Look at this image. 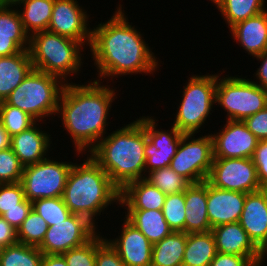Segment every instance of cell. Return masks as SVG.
Segmentation results:
<instances>
[{
  "instance_id": "1",
  "label": "cell",
  "mask_w": 267,
  "mask_h": 266,
  "mask_svg": "<svg viewBox=\"0 0 267 266\" xmlns=\"http://www.w3.org/2000/svg\"><path fill=\"white\" fill-rule=\"evenodd\" d=\"M122 9L119 4L108 21L92 29L89 48L94 66L98 69L97 81L103 77L114 80L118 75H149L159 66V61L143 40L142 34L128 22Z\"/></svg>"
},
{
  "instance_id": "2",
  "label": "cell",
  "mask_w": 267,
  "mask_h": 266,
  "mask_svg": "<svg viewBox=\"0 0 267 266\" xmlns=\"http://www.w3.org/2000/svg\"><path fill=\"white\" fill-rule=\"evenodd\" d=\"M88 82L87 85L65 83L57 110L79 154L90 152L105 136L108 112L116 97L114 87L101 86L103 83L97 80Z\"/></svg>"
},
{
  "instance_id": "3",
  "label": "cell",
  "mask_w": 267,
  "mask_h": 266,
  "mask_svg": "<svg viewBox=\"0 0 267 266\" xmlns=\"http://www.w3.org/2000/svg\"><path fill=\"white\" fill-rule=\"evenodd\" d=\"M147 139L144 121L139 117L104 136L89 154L122 190L128 183L145 178Z\"/></svg>"
},
{
  "instance_id": "4",
  "label": "cell",
  "mask_w": 267,
  "mask_h": 266,
  "mask_svg": "<svg viewBox=\"0 0 267 266\" xmlns=\"http://www.w3.org/2000/svg\"><path fill=\"white\" fill-rule=\"evenodd\" d=\"M83 161L73 163L62 199L71 213L85 217L96 227L95 217L112 203L120 205L121 190L89 154Z\"/></svg>"
},
{
  "instance_id": "5",
  "label": "cell",
  "mask_w": 267,
  "mask_h": 266,
  "mask_svg": "<svg viewBox=\"0 0 267 266\" xmlns=\"http://www.w3.org/2000/svg\"><path fill=\"white\" fill-rule=\"evenodd\" d=\"M84 45L49 31L34 33L29 39V53L33 68L60 78L68 83L83 65Z\"/></svg>"
},
{
  "instance_id": "6",
  "label": "cell",
  "mask_w": 267,
  "mask_h": 266,
  "mask_svg": "<svg viewBox=\"0 0 267 266\" xmlns=\"http://www.w3.org/2000/svg\"><path fill=\"white\" fill-rule=\"evenodd\" d=\"M64 86L60 78L33 68L4 101L40 123L44 117L57 114Z\"/></svg>"
},
{
  "instance_id": "7",
  "label": "cell",
  "mask_w": 267,
  "mask_h": 266,
  "mask_svg": "<svg viewBox=\"0 0 267 266\" xmlns=\"http://www.w3.org/2000/svg\"><path fill=\"white\" fill-rule=\"evenodd\" d=\"M192 75L183 88L173 125L183 134L199 133L216 104L217 74Z\"/></svg>"
},
{
  "instance_id": "8",
  "label": "cell",
  "mask_w": 267,
  "mask_h": 266,
  "mask_svg": "<svg viewBox=\"0 0 267 266\" xmlns=\"http://www.w3.org/2000/svg\"><path fill=\"white\" fill-rule=\"evenodd\" d=\"M220 75L217 74L215 103L227 112V120L243 121L267 106V90L252 79Z\"/></svg>"
},
{
  "instance_id": "9",
  "label": "cell",
  "mask_w": 267,
  "mask_h": 266,
  "mask_svg": "<svg viewBox=\"0 0 267 266\" xmlns=\"http://www.w3.org/2000/svg\"><path fill=\"white\" fill-rule=\"evenodd\" d=\"M194 134H183L173 156L170 168L191 184L207 180L214 160L211 134L195 138Z\"/></svg>"
},
{
  "instance_id": "10",
  "label": "cell",
  "mask_w": 267,
  "mask_h": 266,
  "mask_svg": "<svg viewBox=\"0 0 267 266\" xmlns=\"http://www.w3.org/2000/svg\"><path fill=\"white\" fill-rule=\"evenodd\" d=\"M73 162H60L50 157L23 168L21 183L30 202L62 197Z\"/></svg>"
},
{
  "instance_id": "11",
  "label": "cell",
  "mask_w": 267,
  "mask_h": 266,
  "mask_svg": "<svg viewBox=\"0 0 267 266\" xmlns=\"http://www.w3.org/2000/svg\"><path fill=\"white\" fill-rule=\"evenodd\" d=\"M206 181L218 189L246 194L262 189L252 158H214Z\"/></svg>"
},
{
  "instance_id": "12",
  "label": "cell",
  "mask_w": 267,
  "mask_h": 266,
  "mask_svg": "<svg viewBox=\"0 0 267 266\" xmlns=\"http://www.w3.org/2000/svg\"><path fill=\"white\" fill-rule=\"evenodd\" d=\"M95 227L85 217L71 214L66 220L49 226L38 246L43 254H63L89 241L96 233Z\"/></svg>"
},
{
  "instance_id": "13",
  "label": "cell",
  "mask_w": 267,
  "mask_h": 266,
  "mask_svg": "<svg viewBox=\"0 0 267 266\" xmlns=\"http://www.w3.org/2000/svg\"><path fill=\"white\" fill-rule=\"evenodd\" d=\"M87 15L77 0H55L47 31L90 46L92 28Z\"/></svg>"
},
{
  "instance_id": "14",
  "label": "cell",
  "mask_w": 267,
  "mask_h": 266,
  "mask_svg": "<svg viewBox=\"0 0 267 266\" xmlns=\"http://www.w3.org/2000/svg\"><path fill=\"white\" fill-rule=\"evenodd\" d=\"M213 134L214 158H252L259 141L240 120H227Z\"/></svg>"
},
{
  "instance_id": "15",
  "label": "cell",
  "mask_w": 267,
  "mask_h": 266,
  "mask_svg": "<svg viewBox=\"0 0 267 266\" xmlns=\"http://www.w3.org/2000/svg\"><path fill=\"white\" fill-rule=\"evenodd\" d=\"M123 221L119 238L106 240L126 266H151L153 244L126 218Z\"/></svg>"
},
{
  "instance_id": "16",
  "label": "cell",
  "mask_w": 267,
  "mask_h": 266,
  "mask_svg": "<svg viewBox=\"0 0 267 266\" xmlns=\"http://www.w3.org/2000/svg\"><path fill=\"white\" fill-rule=\"evenodd\" d=\"M245 198L246 193L218 189L207 182V213L211 228L238 222Z\"/></svg>"
},
{
  "instance_id": "17",
  "label": "cell",
  "mask_w": 267,
  "mask_h": 266,
  "mask_svg": "<svg viewBox=\"0 0 267 266\" xmlns=\"http://www.w3.org/2000/svg\"><path fill=\"white\" fill-rule=\"evenodd\" d=\"M238 222L259 249L267 239V188L246 194Z\"/></svg>"
},
{
  "instance_id": "18",
  "label": "cell",
  "mask_w": 267,
  "mask_h": 266,
  "mask_svg": "<svg viewBox=\"0 0 267 266\" xmlns=\"http://www.w3.org/2000/svg\"><path fill=\"white\" fill-rule=\"evenodd\" d=\"M13 6L0 4V57L29 49L30 36L24 30L19 10Z\"/></svg>"
},
{
  "instance_id": "19",
  "label": "cell",
  "mask_w": 267,
  "mask_h": 266,
  "mask_svg": "<svg viewBox=\"0 0 267 266\" xmlns=\"http://www.w3.org/2000/svg\"><path fill=\"white\" fill-rule=\"evenodd\" d=\"M38 126L36 122L27 130L11 137L10 148L24 167L46 159L51 148V135Z\"/></svg>"
},
{
  "instance_id": "20",
  "label": "cell",
  "mask_w": 267,
  "mask_h": 266,
  "mask_svg": "<svg viewBox=\"0 0 267 266\" xmlns=\"http://www.w3.org/2000/svg\"><path fill=\"white\" fill-rule=\"evenodd\" d=\"M229 30L236 43L253 58L267 50V10L236 23Z\"/></svg>"
},
{
  "instance_id": "21",
  "label": "cell",
  "mask_w": 267,
  "mask_h": 266,
  "mask_svg": "<svg viewBox=\"0 0 267 266\" xmlns=\"http://www.w3.org/2000/svg\"><path fill=\"white\" fill-rule=\"evenodd\" d=\"M186 217L184 232L206 233L211 231L207 213V181L191 184L184 191Z\"/></svg>"
},
{
  "instance_id": "22",
  "label": "cell",
  "mask_w": 267,
  "mask_h": 266,
  "mask_svg": "<svg viewBox=\"0 0 267 266\" xmlns=\"http://www.w3.org/2000/svg\"><path fill=\"white\" fill-rule=\"evenodd\" d=\"M211 232L215 238L217 252L245 257H259V249L249 239L247 232L239 222L218 225L212 228Z\"/></svg>"
},
{
  "instance_id": "23",
  "label": "cell",
  "mask_w": 267,
  "mask_h": 266,
  "mask_svg": "<svg viewBox=\"0 0 267 266\" xmlns=\"http://www.w3.org/2000/svg\"><path fill=\"white\" fill-rule=\"evenodd\" d=\"M166 196L147 180L139 179L121 190L119 206L126 210H162Z\"/></svg>"
},
{
  "instance_id": "24",
  "label": "cell",
  "mask_w": 267,
  "mask_h": 266,
  "mask_svg": "<svg viewBox=\"0 0 267 266\" xmlns=\"http://www.w3.org/2000/svg\"><path fill=\"white\" fill-rule=\"evenodd\" d=\"M32 69L28 50L0 57V101H4Z\"/></svg>"
},
{
  "instance_id": "25",
  "label": "cell",
  "mask_w": 267,
  "mask_h": 266,
  "mask_svg": "<svg viewBox=\"0 0 267 266\" xmlns=\"http://www.w3.org/2000/svg\"><path fill=\"white\" fill-rule=\"evenodd\" d=\"M125 218L140 230L154 245L170 235L169 227L162 210H126Z\"/></svg>"
},
{
  "instance_id": "26",
  "label": "cell",
  "mask_w": 267,
  "mask_h": 266,
  "mask_svg": "<svg viewBox=\"0 0 267 266\" xmlns=\"http://www.w3.org/2000/svg\"><path fill=\"white\" fill-rule=\"evenodd\" d=\"M141 119L144 121V130L148 138L144 153H163L170 154L173 157L176 154L183 133L174 125H171L170 131L157 129L156 118L151 116H143Z\"/></svg>"
},
{
  "instance_id": "27",
  "label": "cell",
  "mask_w": 267,
  "mask_h": 266,
  "mask_svg": "<svg viewBox=\"0 0 267 266\" xmlns=\"http://www.w3.org/2000/svg\"><path fill=\"white\" fill-rule=\"evenodd\" d=\"M55 0H20L14 6L22 7L19 11L25 32L31 36L40 31H47L52 17ZM24 5V6H23Z\"/></svg>"
},
{
  "instance_id": "28",
  "label": "cell",
  "mask_w": 267,
  "mask_h": 266,
  "mask_svg": "<svg viewBox=\"0 0 267 266\" xmlns=\"http://www.w3.org/2000/svg\"><path fill=\"white\" fill-rule=\"evenodd\" d=\"M213 233H186L182 266H210L217 254Z\"/></svg>"
},
{
  "instance_id": "29",
  "label": "cell",
  "mask_w": 267,
  "mask_h": 266,
  "mask_svg": "<svg viewBox=\"0 0 267 266\" xmlns=\"http://www.w3.org/2000/svg\"><path fill=\"white\" fill-rule=\"evenodd\" d=\"M186 233L173 231L152 247L151 266H182Z\"/></svg>"
},
{
  "instance_id": "30",
  "label": "cell",
  "mask_w": 267,
  "mask_h": 266,
  "mask_svg": "<svg viewBox=\"0 0 267 266\" xmlns=\"http://www.w3.org/2000/svg\"><path fill=\"white\" fill-rule=\"evenodd\" d=\"M265 2V0H222L216 8L230 29L236 23L267 10Z\"/></svg>"
},
{
  "instance_id": "31",
  "label": "cell",
  "mask_w": 267,
  "mask_h": 266,
  "mask_svg": "<svg viewBox=\"0 0 267 266\" xmlns=\"http://www.w3.org/2000/svg\"><path fill=\"white\" fill-rule=\"evenodd\" d=\"M42 259L38 247L20 242L3 247L0 252V266H41Z\"/></svg>"
},
{
  "instance_id": "32",
  "label": "cell",
  "mask_w": 267,
  "mask_h": 266,
  "mask_svg": "<svg viewBox=\"0 0 267 266\" xmlns=\"http://www.w3.org/2000/svg\"><path fill=\"white\" fill-rule=\"evenodd\" d=\"M144 179L166 195L184 192L191 185L169 166L148 172Z\"/></svg>"
},
{
  "instance_id": "33",
  "label": "cell",
  "mask_w": 267,
  "mask_h": 266,
  "mask_svg": "<svg viewBox=\"0 0 267 266\" xmlns=\"http://www.w3.org/2000/svg\"><path fill=\"white\" fill-rule=\"evenodd\" d=\"M37 121L19 108L0 101V123L4 129L13 137L20 132L27 130Z\"/></svg>"
},
{
  "instance_id": "34",
  "label": "cell",
  "mask_w": 267,
  "mask_h": 266,
  "mask_svg": "<svg viewBox=\"0 0 267 266\" xmlns=\"http://www.w3.org/2000/svg\"><path fill=\"white\" fill-rule=\"evenodd\" d=\"M47 230V222L32 209L17 230L18 241L25 245L38 247Z\"/></svg>"
},
{
  "instance_id": "35",
  "label": "cell",
  "mask_w": 267,
  "mask_h": 266,
  "mask_svg": "<svg viewBox=\"0 0 267 266\" xmlns=\"http://www.w3.org/2000/svg\"><path fill=\"white\" fill-rule=\"evenodd\" d=\"M32 209L47 222L48 227L66 220L72 214L62 197L35 200Z\"/></svg>"
},
{
  "instance_id": "36",
  "label": "cell",
  "mask_w": 267,
  "mask_h": 266,
  "mask_svg": "<svg viewBox=\"0 0 267 266\" xmlns=\"http://www.w3.org/2000/svg\"><path fill=\"white\" fill-rule=\"evenodd\" d=\"M184 192L168 194L163 204L162 212L169 227L176 232H184L185 223Z\"/></svg>"
},
{
  "instance_id": "37",
  "label": "cell",
  "mask_w": 267,
  "mask_h": 266,
  "mask_svg": "<svg viewBox=\"0 0 267 266\" xmlns=\"http://www.w3.org/2000/svg\"><path fill=\"white\" fill-rule=\"evenodd\" d=\"M23 168L11 148L0 150V184L21 182Z\"/></svg>"
},
{
  "instance_id": "38",
  "label": "cell",
  "mask_w": 267,
  "mask_h": 266,
  "mask_svg": "<svg viewBox=\"0 0 267 266\" xmlns=\"http://www.w3.org/2000/svg\"><path fill=\"white\" fill-rule=\"evenodd\" d=\"M62 255L68 266H96V234L85 244Z\"/></svg>"
},
{
  "instance_id": "39",
  "label": "cell",
  "mask_w": 267,
  "mask_h": 266,
  "mask_svg": "<svg viewBox=\"0 0 267 266\" xmlns=\"http://www.w3.org/2000/svg\"><path fill=\"white\" fill-rule=\"evenodd\" d=\"M25 199L21 182L0 184V216L7 210L22 209Z\"/></svg>"
},
{
  "instance_id": "40",
  "label": "cell",
  "mask_w": 267,
  "mask_h": 266,
  "mask_svg": "<svg viewBox=\"0 0 267 266\" xmlns=\"http://www.w3.org/2000/svg\"><path fill=\"white\" fill-rule=\"evenodd\" d=\"M96 266H126L106 237L98 233H96Z\"/></svg>"
},
{
  "instance_id": "41",
  "label": "cell",
  "mask_w": 267,
  "mask_h": 266,
  "mask_svg": "<svg viewBox=\"0 0 267 266\" xmlns=\"http://www.w3.org/2000/svg\"><path fill=\"white\" fill-rule=\"evenodd\" d=\"M210 266H260V257H245L218 252Z\"/></svg>"
},
{
  "instance_id": "42",
  "label": "cell",
  "mask_w": 267,
  "mask_h": 266,
  "mask_svg": "<svg viewBox=\"0 0 267 266\" xmlns=\"http://www.w3.org/2000/svg\"><path fill=\"white\" fill-rule=\"evenodd\" d=\"M257 171V178L262 188H267V140L258 141L252 157Z\"/></svg>"
},
{
  "instance_id": "43",
  "label": "cell",
  "mask_w": 267,
  "mask_h": 266,
  "mask_svg": "<svg viewBox=\"0 0 267 266\" xmlns=\"http://www.w3.org/2000/svg\"><path fill=\"white\" fill-rule=\"evenodd\" d=\"M246 127L260 140H267V106L243 120Z\"/></svg>"
},
{
  "instance_id": "44",
  "label": "cell",
  "mask_w": 267,
  "mask_h": 266,
  "mask_svg": "<svg viewBox=\"0 0 267 266\" xmlns=\"http://www.w3.org/2000/svg\"><path fill=\"white\" fill-rule=\"evenodd\" d=\"M32 210V202L26 198L22 201V209L7 210L1 216L7 220L16 230L27 218L28 213Z\"/></svg>"
},
{
  "instance_id": "45",
  "label": "cell",
  "mask_w": 267,
  "mask_h": 266,
  "mask_svg": "<svg viewBox=\"0 0 267 266\" xmlns=\"http://www.w3.org/2000/svg\"><path fill=\"white\" fill-rule=\"evenodd\" d=\"M145 162V175L153 170L170 166L172 156L163 153H144Z\"/></svg>"
},
{
  "instance_id": "46",
  "label": "cell",
  "mask_w": 267,
  "mask_h": 266,
  "mask_svg": "<svg viewBox=\"0 0 267 266\" xmlns=\"http://www.w3.org/2000/svg\"><path fill=\"white\" fill-rule=\"evenodd\" d=\"M18 241L17 230L2 216H0V247L16 244Z\"/></svg>"
},
{
  "instance_id": "47",
  "label": "cell",
  "mask_w": 267,
  "mask_h": 266,
  "mask_svg": "<svg viewBox=\"0 0 267 266\" xmlns=\"http://www.w3.org/2000/svg\"><path fill=\"white\" fill-rule=\"evenodd\" d=\"M255 58L257 61L261 62V65L255 72L254 76V78L256 77V80L259 81H254L253 79V82L264 90H267V50Z\"/></svg>"
},
{
  "instance_id": "48",
  "label": "cell",
  "mask_w": 267,
  "mask_h": 266,
  "mask_svg": "<svg viewBox=\"0 0 267 266\" xmlns=\"http://www.w3.org/2000/svg\"><path fill=\"white\" fill-rule=\"evenodd\" d=\"M41 266H68L61 254H43Z\"/></svg>"
},
{
  "instance_id": "49",
  "label": "cell",
  "mask_w": 267,
  "mask_h": 266,
  "mask_svg": "<svg viewBox=\"0 0 267 266\" xmlns=\"http://www.w3.org/2000/svg\"><path fill=\"white\" fill-rule=\"evenodd\" d=\"M11 137L0 123V150L10 148Z\"/></svg>"
},
{
  "instance_id": "50",
  "label": "cell",
  "mask_w": 267,
  "mask_h": 266,
  "mask_svg": "<svg viewBox=\"0 0 267 266\" xmlns=\"http://www.w3.org/2000/svg\"><path fill=\"white\" fill-rule=\"evenodd\" d=\"M266 256H267V239L264 242V244L259 248L260 266L263 265Z\"/></svg>"
},
{
  "instance_id": "51",
  "label": "cell",
  "mask_w": 267,
  "mask_h": 266,
  "mask_svg": "<svg viewBox=\"0 0 267 266\" xmlns=\"http://www.w3.org/2000/svg\"><path fill=\"white\" fill-rule=\"evenodd\" d=\"M20 0H0V4L15 5Z\"/></svg>"
},
{
  "instance_id": "52",
  "label": "cell",
  "mask_w": 267,
  "mask_h": 266,
  "mask_svg": "<svg viewBox=\"0 0 267 266\" xmlns=\"http://www.w3.org/2000/svg\"><path fill=\"white\" fill-rule=\"evenodd\" d=\"M210 1H212L213 4H215L217 7L222 0H210Z\"/></svg>"
}]
</instances>
